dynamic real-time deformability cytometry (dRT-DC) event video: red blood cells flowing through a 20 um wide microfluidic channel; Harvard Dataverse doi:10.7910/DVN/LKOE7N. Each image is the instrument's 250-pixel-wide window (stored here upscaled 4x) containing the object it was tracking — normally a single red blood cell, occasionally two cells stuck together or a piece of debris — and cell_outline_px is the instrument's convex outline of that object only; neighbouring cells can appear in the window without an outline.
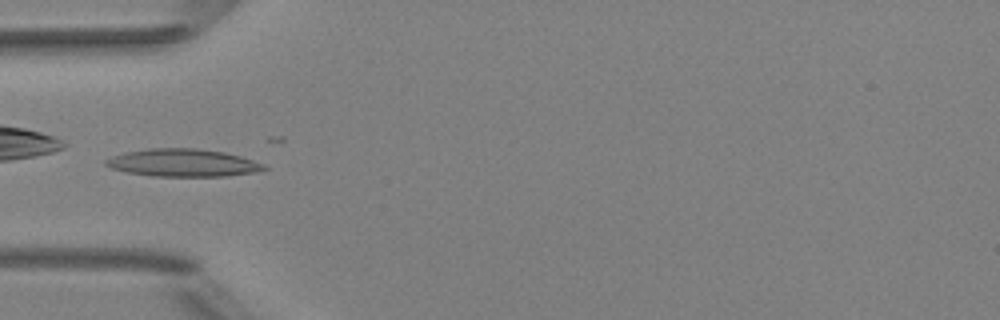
{"species": "Egyptian fruit bat (a non-hibernating species)", "species_latin": "Rousettus aegyptiacus", "temperature_condition": "room temperature", "stored_images_in_passage": 8, "camera_frame_rate_fps": 3000, "um_per_image_px": 0.085, "animal": {"sex": "female"}, "frame": {"image": 1, "passage_image": 4, "time_ms": 3.667, "image_size_px": [1000, 320], "cell_outline_px": [[268, 168], [252, 172], [228, 176], [152, 176], [128, 172], [112, 168], [104, 164], [104, 160], [112, 156], [124, 152], [148, 148], [196, 148], [224, 152], [240, 156], [264, 164]], "centroid_in_image_um": [15.51, 13.83], "position_along_channel_um": 69.5, "area_um2": 25.37}}
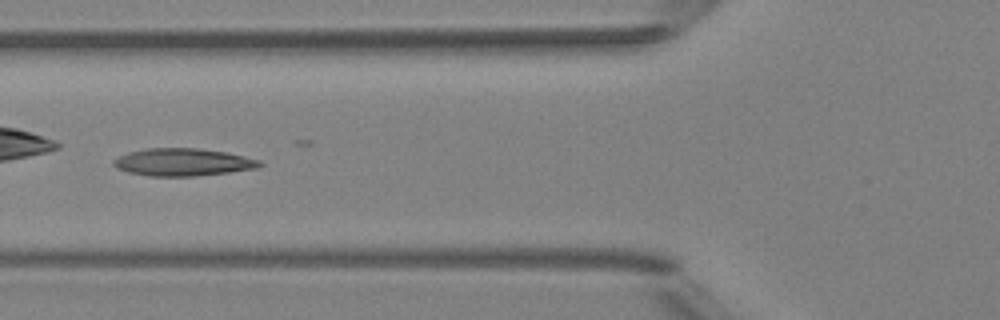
{"frame": {"image": 2, "passage_image": 5, "time_ms": 4.667, "image_size_px": [1000, 320], "cell_outline_px": [[264, 164], [256, 168], [228, 172], [196, 176], [148, 176], [128, 172], [116, 168], [112, 164], [112, 160], [128, 152], [148, 148], [196, 148], [224, 152], [244, 156], [260, 160]], "centroid_in_image_um": [15.51, 13.79], "position_along_channel_um": 110.3, "area_um2": 23.35}}
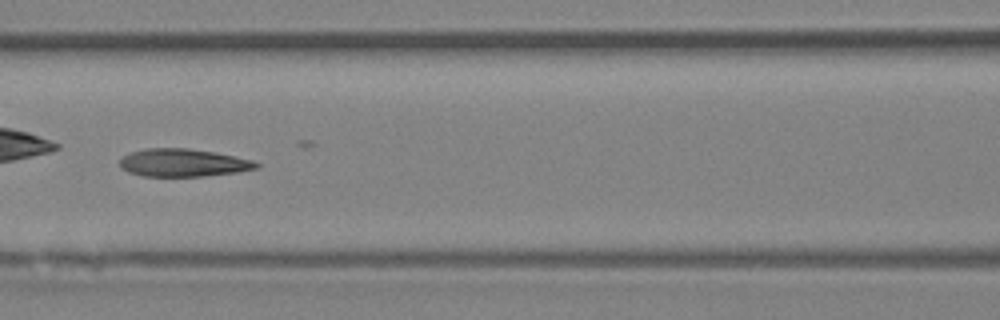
{"frame": {"image": 3, "passage_image": 6, "time_ms": 5.667, "image_size_px": [1000, 320], "cell_outline_px": [[260, 168], [236, 172], [204, 176], [144, 176], [128, 172], [120, 164], [120, 160], [124, 156], [132, 152], [148, 148], [188, 148], [216, 152], [252, 160], [260, 164]], "centroid_in_image_um": [15.61, 13.83], "position_along_channel_um": 151.0, "area_um2": 21.96}}